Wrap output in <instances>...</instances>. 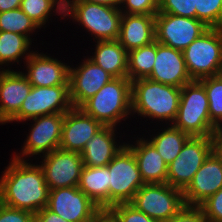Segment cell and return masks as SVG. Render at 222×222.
I'll return each mask as SVG.
<instances>
[{"label": "cell", "mask_w": 222, "mask_h": 222, "mask_svg": "<svg viewBox=\"0 0 222 222\" xmlns=\"http://www.w3.org/2000/svg\"><path fill=\"white\" fill-rule=\"evenodd\" d=\"M119 9L125 14L156 15L159 0H122Z\"/></svg>", "instance_id": "obj_35"}, {"label": "cell", "mask_w": 222, "mask_h": 222, "mask_svg": "<svg viewBox=\"0 0 222 222\" xmlns=\"http://www.w3.org/2000/svg\"><path fill=\"white\" fill-rule=\"evenodd\" d=\"M109 169V209L117 204L130 203L144 185L132 150L124 145L107 164Z\"/></svg>", "instance_id": "obj_9"}, {"label": "cell", "mask_w": 222, "mask_h": 222, "mask_svg": "<svg viewBox=\"0 0 222 222\" xmlns=\"http://www.w3.org/2000/svg\"><path fill=\"white\" fill-rule=\"evenodd\" d=\"M73 105L70 100L69 85H57L53 87L32 86L30 93L25 98L19 111L5 124L13 126L44 115L66 113Z\"/></svg>", "instance_id": "obj_11"}, {"label": "cell", "mask_w": 222, "mask_h": 222, "mask_svg": "<svg viewBox=\"0 0 222 222\" xmlns=\"http://www.w3.org/2000/svg\"><path fill=\"white\" fill-rule=\"evenodd\" d=\"M172 125L190 136H213L215 124L210 120L208 97L199 80H192L181 88L180 104Z\"/></svg>", "instance_id": "obj_7"}, {"label": "cell", "mask_w": 222, "mask_h": 222, "mask_svg": "<svg viewBox=\"0 0 222 222\" xmlns=\"http://www.w3.org/2000/svg\"><path fill=\"white\" fill-rule=\"evenodd\" d=\"M183 55L193 80L222 74V28H209L190 43Z\"/></svg>", "instance_id": "obj_8"}, {"label": "cell", "mask_w": 222, "mask_h": 222, "mask_svg": "<svg viewBox=\"0 0 222 222\" xmlns=\"http://www.w3.org/2000/svg\"><path fill=\"white\" fill-rule=\"evenodd\" d=\"M147 128L141 130L140 133L156 148L167 165L178 156L183 145L191 137L172 124L154 125Z\"/></svg>", "instance_id": "obj_25"}, {"label": "cell", "mask_w": 222, "mask_h": 222, "mask_svg": "<svg viewBox=\"0 0 222 222\" xmlns=\"http://www.w3.org/2000/svg\"><path fill=\"white\" fill-rule=\"evenodd\" d=\"M69 44H71V56H73L69 69L70 100L73 108H79L114 77L90 60L83 52L81 53L80 49L78 52L73 51L74 44L72 45L70 42Z\"/></svg>", "instance_id": "obj_10"}, {"label": "cell", "mask_w": 222, "mask_h": 222, "mask_svg": "<svg viewBox=\"0 0 222 222\" xmlns=\"http://www.w3.org/2000/svg\"><path fill=\"white\" fill-rule=\"evenodd\" d=\"M36 49L26 36L0 31V70H20Z\"/></svg>", "instance_id": "obj_27"}, {"label": "cell", "mask_w": 222, "mask_h": 222, "mask_svg": "<svg viewBox=\"0 0 222 222\" xmlns=\"http://www.w3.org/2000/svg\"><path fill=\"white\" fill-rule=\"evenodd\" d=\"M92 222H111V217L107 212H103Z\"/></svg>", "instance_id": "obj_43"}, {"label": "cell", "mask_w": 222, "mask_h": 222, "mask_svg": "<svg viewBox=\"0 0 222 222\" xmlns=\"http://www.w3.org/2000/svg\"><path fill=\"white\" fill-rule=\"evenodd\" d=\"M213 135H222V117H221V119L214 125Z\"/></svg>", "instance_id": "obj_44"}, {"label": "cell", "mask_w": 222, "mask_h": 222, "mask_svg": "<svg viewBox=\"0 0 222 222\" xmlns=\"http://www.w3.org/2000/svg\"><path fill=\"white\" fill-rule=\"evenodd\" d=\"M103 125L80 108H72L64 113L62 136L59 148L81 153L86 143Z\"/></svg>", "instance_id": "obj_21"}, {"label": "cell", "mask_w": 222, "mask_h": 222, "mask_svg": "<svg viewBox=\"0 0 222 222\" xmlns=\"http://www.w3.org/2000/svg\"><path fill=\"white\" fill-rule=\"evenodd\" d=\"M208 29L209 27L198 19L167 13L155 15L156 41L176 50L184 51Z\"/></svg>", "instance_id": "obj_15"}, {"label": "cell", "mask_w": 222, "mask_h": 222, "mask_svg": "<svg viewBox=\"0 0 222 222\" xmlns=\"http://www.w3.org/2000/svg\"><path fill=\"white\" fill-rule=\"evenodd\" d=\"M196 0H159L158 13L196 19Z\"/></svg>", "instance_id": "obj_34"}, {"label": "cell", "mask_w": 222, "mask_h": 222, "mask_svg": "<svg viewBox=\"0 0 222 222\" xmlns=\"http://www.w3.org/2000/svg\"><path fill=\"white\" fill-rule=\"evenodd\" d=\"M106 212L114 222H159L136 209L130 203L114 205Z\"/></svg>", "instance_id": "obj_33"}, {"label": "cell", "mask_w": 222, "mask_h": 222, "mask_svg": "<svg viewBox=\"0 0 222 222\" xmlns=\"http://www.w3.org/2000/svg\"><path fill=\"white\" fill-rule=\"evenodd\" d=\"M196 19L209 28H222V0H196Z\"/></svg>", "instance_id": "obj_32"}, {"label": "cell", "mask_w": 222, "mask_h": 222, "mask_svg": "<svg viewBox=\"0 0 222 222\" xmlns=\"http://www.w3.org/2000/svg\"><path fill=\"white\" fill-rule=\"evenodd\" d=\"M208 97L210 120L216 124L222 117V74L199 79Z\"/></svg>", "instance_id": "obj_31"}, {"label": "cell", "mask_w": 222, "mask_h": 222, "mask_svg": "<svg viewBox=\"0 0 222 222\" xmlns=\"http://www.w3.org/2000/svg\"><path fill=\"white\" fill-rule=\"evenodd\" d=\"M213 152L222 162V135H213Z\"/></svg>", "instance_id": "obj_41"}, {"label": "cell", "mask_w": 222, "mask_h": 222, "mask_svg": "<svg viewBox=\"0 0 222 222\" xmlns=\"http://www.w3.org/2000/svg\"><path fill=\"white\" fill-rule=\"evenodd\" d=\"M109 169L84 166L78 188L83 191L103 212L109 209Z\"/></svg>", "instance_id": "obj_28"}, {"label": "cell", "mask_w": 222, "mask_h": 222, "mask_svg": "<svg viewBox=\"0 0 222 222\" xmlns=\"http://www.w3.org/2000/svg\"><path fill=\"white\" fill-rule=\"evenodd\" d=\"M0 31L22 34L26 36L37 48L38 46L43 47L51 43V41H46L45 37L47 36H45V33H42L43 31L38 27V25L20 8L0 12Z\"/></svg>", "instance_id": "obj_29"}, {"label": "cell", "mask_w": 222, "mask_h": 222, "mask_svg": "<svg viewBox=\"0 0 222 222\" xmlns=\"http://www.w3.org/2000/svg\"><path fill=\"white\" fill-rule=\"evenodd\" d=\"M180 97L179 87L154 82L148 78L132 81L133 131L140 132L150 126L172 124L177 116Z\"/></svg>", "instance_id": "obj_3"}, {"label": "cell", "mask_w": 222, "mask_h": 222, "mask_svg": "<svg viewBox=\"0 0 222 222\" xmlns=\"http://www.w3.org/2000/svg\"><path fill=\"white\" fill-rule=\"evenodd\" d=\"M36 161L44 172L49 190L78 186L84 167L80 153L58 148Z\"/></svg>", "instance_id": "obj_16"}, {"label": "cell", "mask_w": 222, "mask_h": 222, "mask_svg": "<svg viewBox=\"0 0 222 222\" xmlns=\"http://www.w3.org/2000/svg\"><path fill=\"white\" fill-rule=\"evenodd\" d=\"M155 40V15L122 14L118 41L127 52Z\"/></svg>", "instance_id": "obj_24"}, {"label": "cell", "mask_w": 222, "mask_h": 222, "mask_svg": "<svg viewBox=\"0 0 222 222\" xmlns=\"http://www.w3.org/2000/svg\"><path fill=\"white\" fill-rule=\"evenodd\" d=\"M63 120L64 113H56L35 117L20 123V129L23 128V130L19 131V136L24 140L21 138L22 141L18 142L20 148L17 144L14 151L12 149L10 152L9 149V152L6 153H11L8 156L11 155L20 160L36 161L39 157L58 149L61 142Z\"/></svg>", "instance_id": "obj_5"}, {"label": "cell", "mask_w": 222, "mask_h": 222, "mask_svg": "<svg viewBox=\"0 0 222 222\" xmlns=\"http://www.w3.org/2000/svg\"><path fill=\"white\" fill-rule=\"evenodd\" d=\"M126 145L136 157L144 184L167 183L168 165L140 132L128 133Z\"/></svg>", "instance_id": "obj_19"}, {"label": "cell", "mask_w": 222, "mask_h": 222, "mask_svg": "<svg viewBox=\"0 0 222 222\" xmlns=\"http://www.w3.org/2000/svg\"><path fill=\"white\" fill-rule=\"evenodd\" d=\"M20 9L48 36L47 39L52 34L56 35L57 32L59 36L62 35L60 34L63 32L61 29L65 26L64 9L55 0H21ZM56 24L57 26H55ZM52 28H55L54 32L56 34ZM48 29L52 30L49 31Z\"/></svg>", "instance_id": "obj_26"}, {"label": "cell", "mask_w": 222, "mask_h": 222, "mask_svg": "<svg viewBox=\"0 0 222 222\" xmlns=\"http://www.w3.org/2000/svg\"><path fill=\"white\" fill-rule=\"evenodd\" d=\"M34 222H69V221L64 220L62 217L58 216L56 213L45 207L34 214Z\"/></svg>", "instance_id": "obj_39"}, {"label": "cell", "mask_w": 222, "mask_h": 222, "mask_svg": "<svg viewBox=\"0 0 222 222\" xmlns=\"http://www.w3.org/2000/svg\"><path fill=\"white\" fill-rule=\"evenodd\" d=\"M32 85L21 70H0V126L19 111Z\"/></svg>", "instance_id": "obj_22"}, {"label": "cell", "mask_w": 222, "mask_h": 222, "mask_svg": "<svg viewBox=\"0 0 222 222\" xmlns=\"http://www.w3.org/2000/svg\"><path fill=\"white\" fill-rule=\"evenodd\" d=\"M0 222H34V214L4 205L0 202Z\"/></svg>", "instance_id": "obj_37"}, {"label": "cell", "mask_w": 222, "mask_h": 222, "mask_svg": "<svg viewBox=\"0 0 222 222\" xmlns=\"http://www.w3.org/2000/svg\"><path fill=\"white\" fill-rule=\"evenodd\" d=\"M55 1L65 10L70 0H55Z\"/></svg>", "instance_id": "obj_45"}, {"label": "cell", "mask_w": 222, "mask_h": 222, "mask_svg": "<svg viewBox=\"0 0 222 222\" xmlns=\"http://www.w3.org/2000/svg\"><path fill=\"white\" fill-rule=\"evenodd\" d=\"M128 132L112 126H103L80 153L84 166L104 167L126 145Z\"/></svg>", "instance_id": "obj_17"}, {"label": "cell", "mask_w": 222, "mask_h": 222, "mask_svg": "<svg viewBox=\"0 0 222 222\" xmlns=\"http://www.w3.org/2000/svg\"><path fill=\"white\" fill-rule=\"evenodd\" d=\"M21 0H0V12L20 8Z\"/></svg>", "instance_id": "obj_40"}, {"label": "cell", "mask_w": 222, "mask_h": 222, "mask_svg": "<svg viewBox=\"0 0 222 222\" xmlns=\"http://www.w3.org/2000/svg\"><path fill=\"white\" fill-rule=\"evenodd\" d=\"M82 1H87L90 3H97V4H102V5L113 6V7L119 8L122 0H82Z\"/></svg>", "instance_id": "obj_42"}, {"label": "cell", "mask_w": 222, "mask_h": 222, "mask_svg": "<svg viewBox=\"0 0 222 222\" xmlns=\"http://www.w3.org/2000/svg\"><path fill=\"white\" fill-rule=\"evenodd\" d=\"M130 204L159 222L169 220L185 206L182 190L167 183L142 185Z\"/></svg>", "instance_id": "obj_12"}, {"label": "cell", "mask_w": 222, "mask_h": 222, "mask_svg": "<svg viewBox=\"0 0 222 222\" xmlns=\"http://www.w3.org/2000/svg\"><path fill=\"white\" fill-rule=\"evenodd\" d=\"M156 57V40L152 43L128 52L127 78L132 82L148 78L154 67Z\"/></svg>", "instance_id": "obj_30"}, {"label": "cell", "mask_w": 222, "mask_h": 222, "mask_svg": "<svg viewBox=\"0 0 222 222\" xmlns=\"http://www.w3.org/2000/svg\"><path fill=\"white\" fill-rule=\"evenodd\" d=\"M222 188V162L212 151L182 191L185 206H199Z\"/></svg>", "instance_id": "obj_18"}, {"label": "cell", "mask_w": 222, "mask_h": 222, "mask_svg": "<svg viewBox=\"0 0 222 222\" xmlns=\"http://www.w3.org/2000/svg\"><path fill=\"white\" fill-rule=\"evenodd\" d=\"M59 42L61 45H59ZM56 44L58 45H55V42L52 41V43L46 46L38 47L21 67V72L32 86L53 87L57 85H69L70 55H72L70 52L71 46L67 48V45L58 40ZM53 45L57 48L56 50ZM62 45L66 46L65 48L67 50L65 49L64 51ZM48 49H50V51ZM67 52H69V54H67Z\"/></svg>", "instance_id": "obj_6"}, {"label": "cell", "mask_w": 222, "mask_h": 222, "mask_svg": "<svg viewBox=\"0 0 222 222\" xmlns=\"http://www.w3.org/2000/svg\"><path fill=\"white\" fill-rule=\"evenodd\" d=\"M148 79L179 88L193 80L188 73L183 51L157 41L155 63Z\"/></svg>", "instance_id": "obj_20"}, {"label": "cell", "mask_w": 222, "mask_h": 222, "mask_svg": "<svg viewBox=\"0 0 222 222\" xmlns=\"http://www.w3.org/2000/svg\"><path fill=\"white\" fill-rule=\"evenodd\" d=\"M122 14L123 13L120 11L119 8L113 6L90 3L82 0H70L68 6L64 10V23H66L64 25L66 26L64 29H62L63 32L61 33L63 36H66H55L56 39H54L53 37L52 40H55L56 42L60 38L59 41L63 40V44H68L69 41H72V43L76 44L75 47H79L74 48V50L77 49L76 51H78L80 47L82 48L84 45L86 46V44H90L94 41L118 40ZM69 26L74 30H72L71 28L69 29ZM67 29L69 30V32ZM81 33L83 35H81ZM76 35L80 38L82 37V41L77 38ZM67 36H71L68 39L73 40L68 41V39L66 38ZM64 39H66L65 43ZM74 39H78L79 42L74 41ZM82 43L85 44L83 45Z\"/></svg>", "instance_id": "obj_2"}, {"label": "cell", "mask_w": 222, "mask_h": 222, "mask_svg": "<svg viewBox=\"0 0 222 222\" xmlns=\"http://www.w3.org/2000/svg\"><path fill=\"white\" fill-rule=\"evenodd\" d=\"M88 45L83 46L80 50L90 60L102 67L114 78L127 77L128 52L118 40L94 41Z\"/></svg>", "instance_id": "obj_23"}, {"label": "cell", "mask_w": 222, "mask_h": 222, "mask_svg": "<svg viewBox=\"0 0 222 222\" xmlns=\"http://www.w3.org/2000/svg\"><path fill=\"white\" fill-rule=\"evenodd\" d=\"M212 151V137L191 136L168 165L167 184L183 191Z\"/></svg>", "instance_id": "obj_13"}, {"label": "cell", "mask_w": 222, "mask_h": 222, "mask_svg": "<svg viewBox=\"0 0 222 222\" xmlns=\"http://www.w3.org/2000/svg\"><path fill=\"white\" fill-rule=\"evenodd\" d=\"M46 207L69 222H92L103 213L77 186L49 190Z\"/></svg>", "instance_id": "obj_14"}, {"label": "cell", "mask_w": 222, "mask_h": 222, "mask_svg": "<svg viewBox=\"0 0 222 222\" xmlns=\"http://www.w3.org/2000/svg\"><path fill=\"white\" fill-rule=\"evenodd\" d=\"M164 222H208L197 206H184L175 216Z\"/></svg>", "instance_id": "obj_38"}, {"label": "cell", "mask_w": 222, "mask_h": 222, "mask_svg": "<svg viewBox=\"0 0 222 222\" xmlns=\"http://www.w3.org/2000/svg\"><path fill=\"white\" fill-rule=\"evenodd\" d=\"M103 126L133 131L131 81L113 78L79 107Z\"/></svg>", "instance_id": "obj_4"}, {"label": "cell", "mask_w": 222, "mask_h": 222, "mask_svg": "<svg viewBox=\"0 0 222 222\" xmlns=\"http://www.w3.org/2000/svg\"><path fill=\"white\" fill-rule=\"evenodd\" d=\"M8 158L0 169V202L33 214L45 208L49 188L41 166L35 160Z\"/></svg>", "instance_id": "obj_1"}, {"label": "cell", "mask_w": 222, "mask_h": 222, "mask_svg": "<svg viewBox=\"0 0 222 222\" xmlns=\"http://www.w3.org/2000/svg\"><path fill=\"white\" fill-rule=\"evenodd\" d=\"M198 207L208 222H222V188Z\"/></svg>", "instance_id": "obj_36"}]
</instances>
